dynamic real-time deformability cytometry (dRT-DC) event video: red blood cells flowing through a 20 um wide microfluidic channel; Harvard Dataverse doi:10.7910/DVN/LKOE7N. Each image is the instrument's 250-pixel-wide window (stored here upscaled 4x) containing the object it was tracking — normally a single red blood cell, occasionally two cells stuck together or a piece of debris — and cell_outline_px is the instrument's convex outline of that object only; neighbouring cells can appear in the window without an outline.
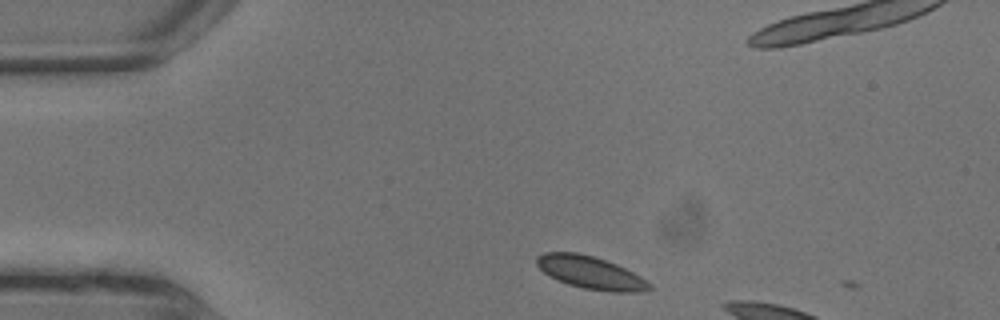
{"species": "common noctule bat (a hibernating species)", "species_latin": "Nyctalus noctula", "temperature_condition": "warm", "stored_images_in_passage": 3, "camera_frame_rate_fps": 3000, "um_per_image_px": 0.085, "animal": {"sex": "male", "body_mass_g": 13.3}, "frame": {"image": 1, "passage_image": 1, "time_ms": 0.0, "image_size_px": [1000, 320], "cell_outline_px": [[640, 288], [592, 288], [572, 284], [560, 280], [552, 276], [540, 264], [540, 256], [552, 252], [568, 252], [588, 256], [612, 264], [636, 276], [640, 280]], "centroid_in_image_um": [49.92, 23.07], "position_along_channel_um": 35.1, "area_um2": 17.34}}